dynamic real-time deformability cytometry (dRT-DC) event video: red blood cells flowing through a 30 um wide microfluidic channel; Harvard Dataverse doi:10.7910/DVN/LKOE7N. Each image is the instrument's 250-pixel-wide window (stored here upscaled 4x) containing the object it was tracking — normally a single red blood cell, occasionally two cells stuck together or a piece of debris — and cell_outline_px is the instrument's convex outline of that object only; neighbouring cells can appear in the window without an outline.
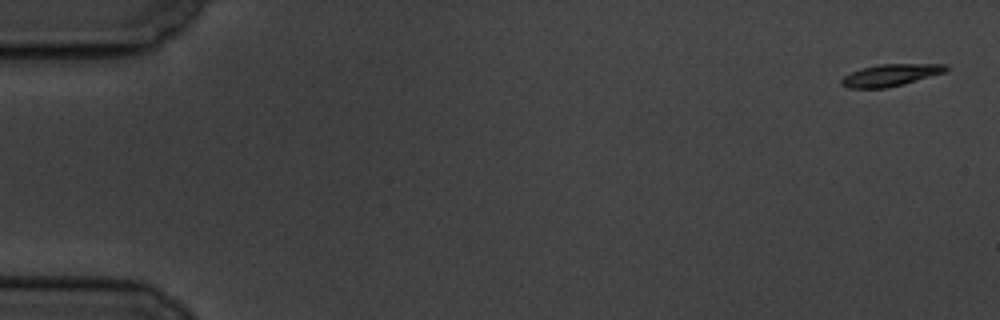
{"species": "common noctule bat (a hibernating species)", "species_latin": "Nyctalus noctula", "temperature_condition": "cold", "stored_images_in_passage": 57, "camera_frame_rate_fps": 3000, "um_per_image_px": 0.085, "animal": {"sex": "male", "body_mass_g": 19.5, "forearm_length_mm": 54.6}, "frame": {"image": 1, "passage_image": 1, "time_ms": 0.0, "image_size_px": [1000, 320], "cell_outline_px": [[948, 68], [944, 72], [904, 84], [888, 88], [848, 88], [840, 84], [840, 80], [844, 76], [852, 72], [864, 68], [880, 64], [948, 64]], "centroid_in_image_um": [75.68, 6.39], "position_along_channel_um": 9.3, "area_um2": 13.24}}
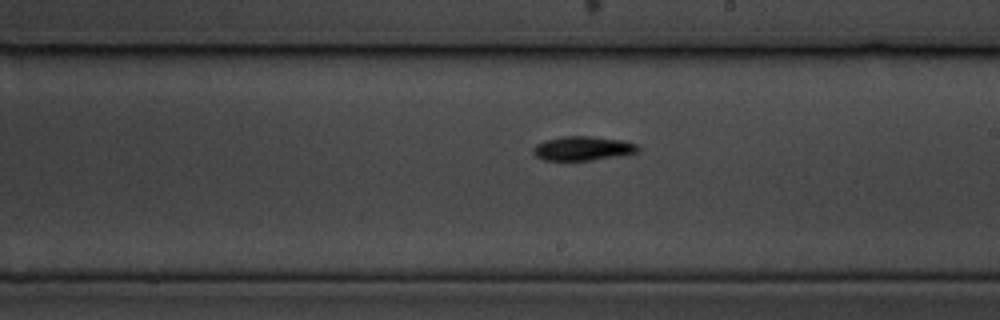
{"frame": {"image": 2, "passage_image": 33, "time_ms": 10.667, "image_size_px": [1000, 320], "cell_outline_px": [[640, 152], [592, 160], [544, 160], [536, 156], [532, 152], [532, 148], [536, 144], [544, 140], [560, 136], [592, 136], [624, 140], [636, 144], [640, 148]], "centroid_in_image_um": [49.53, 12.6], "position_along_channel_um": 239.5, "area_um2": 14.91}}
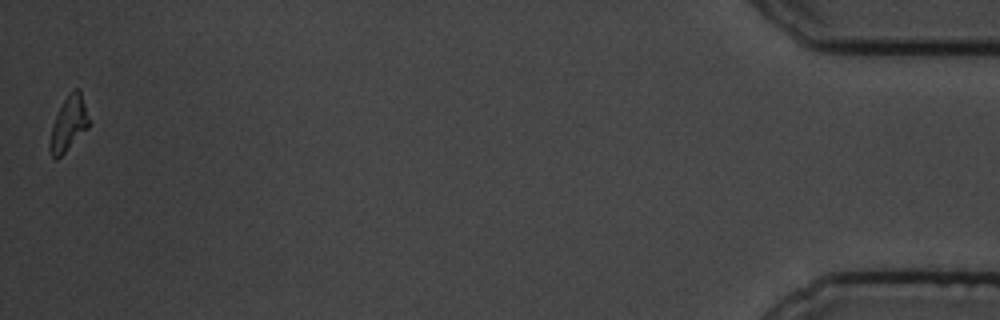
{"frame": {"image": 3, "passage_image": 57, "time_ms": 18.667, "image_size_px": [1000, 320], "cell_outline_px": [[88, 128], [56, 160], [52, 156], [48, 148], [48, 144], [52, 124], [64, 100], [72, 88], [76, 88], [80, 92], [84, 104], [88, 120]], "centroid_in_image_um": [5.78, 10.54], "position_along_channel_um": 429.4, "area_um2": 12.02}, "authors_computed_cell_mechanics": {"area_um2": 13.6408, "velocity_mm_per_s": 3.4897, "shape_relaxation_time_tau1_ms": 3.9034, "shape_relaxation_time_tau2_ms": null, "deformation_change_tau1": 0.1329, "deformation_change_tau2": null}}